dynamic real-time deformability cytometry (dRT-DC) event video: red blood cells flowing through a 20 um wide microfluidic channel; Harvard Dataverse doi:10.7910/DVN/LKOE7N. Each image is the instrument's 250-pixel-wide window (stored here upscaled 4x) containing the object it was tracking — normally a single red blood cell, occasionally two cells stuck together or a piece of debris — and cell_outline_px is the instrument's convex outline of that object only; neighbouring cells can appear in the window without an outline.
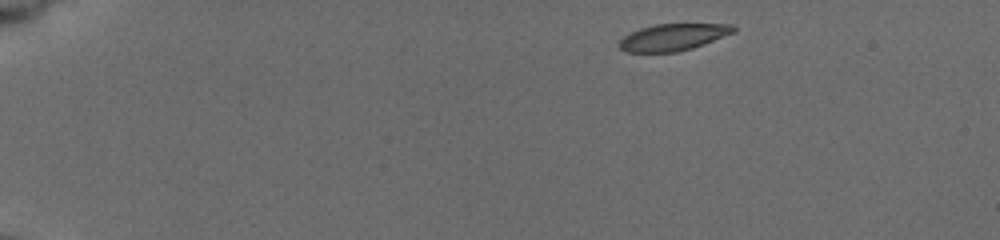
{"species": "common noctule bat (a hibernating species)", "species_latin": "Nyctalus noctula", "temperature_condition": "cold", "stored_images_in_passage": 12, "camera_frame_rate_fps": 3000, "um_per_image_px": 0.085, "animal": {"sex": "female", "body_mass_g": 19.5, "forearm_length_mm": 54.1}, "frame": {"image": 1, "passage_image": 1, "time_ms": 0.0, "image_size_px": [1000, 240], "cell_outline_px": [[736, 32], [704, 44], [692, 48], [676, 52], [624, 52], [616, 44], [624, 36], [640, 28], [656, 24], [732, 24], [736, 28]], "centroid_in_image_um": [57.21, 3.16], "position_along_channel_um": 27.8, "area_um2": 17.92}}
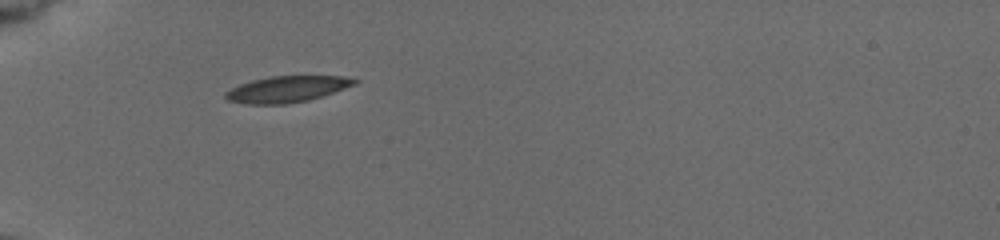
{"frame": {"image": 2, "passage_image": 10, "time_ms": 3.333, "image_size_px": [1000, 240], "cell_outline_px": [[360, 80], [356, 84], [308, 100], [284, 104], [248, 104], [228, 100], [224, 96], [224, 92], [240, 84], [252, 80], [272, 76], [344, 76]], "centroid_in_image_um": [24.38, 7.57], "position_along_channel_um": 60.6, "area_um2": 19.48}}
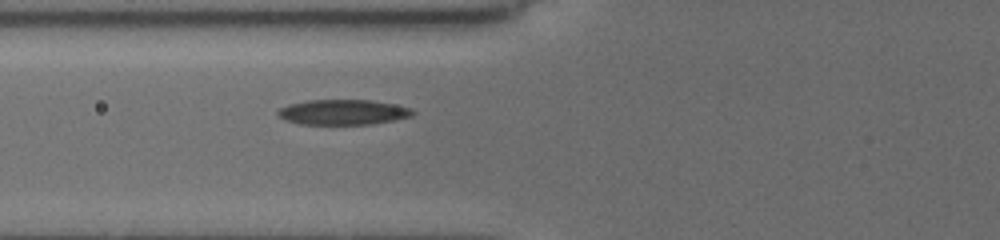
{"frame": {"image": 3, "passage_image": 12, "time_ms": 4.667, "image_size_px": [1000, 240], "cell_outline_px": [[416, 112], [412, 116], [372, 124], [300, 124], [288, 120], [280, 116], [276, 112], [280, 108], [288, 104], [308, 100], [372, 100], [412, 108]], "centroid_in_image_um": [29.18, 9.53], "position_along_channel_um": 96.6, "area_um2": 19.65}}